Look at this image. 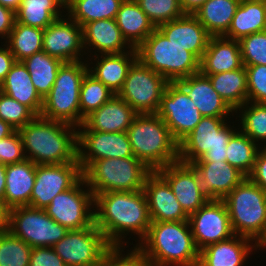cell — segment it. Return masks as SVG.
Returning a JSON list of instances; mask_svg holds the SVG:
<instances>
[{"instance_id":"obj_1","label":"cell","mask_w":266,"mask_h":266,"mask_svg":"<svg viewBox=\"0 0 266 266\" xmlns=\"http://www.w3.org/2000/svg\"><path fill=\"white\" fill-rule=\"evenodd\" d=\"M94 208V224L111 247L126 245L122 238L129 232L142 241L152 222L143 190L99 193L94 196Z\"/></svg>"},{"instance_id":"obj_2","label":"cell","mask_w":266,"mask_h":266,"mask_svg":"<svg viewBox=\"0 0 266 266\" xmlns=\"http://www.w3.org/2000/svg\"><path fill=\"white\" fill-rule=\"evenodd\" d=\"M77 127L36 116L18 129L24 154L36 165L78 162ZM28 155H27V154Z\"/></svg>"},{"instance_id":"obj_3","label":"cell","mask_w":266,"mask_h":266,"mask_svg":"<svg viewBox=\"0 0 266 266\" xmlns=\"http://www.w3.org/2000/svg\"><path fill=\"white\" fill-rule=\"evenodd\" d=\"M135 247L151 266H198L199 263L200 251L188 220L152 221L145 238Z\"/></svg>"},{"instance_id":"obj_4","label":"cell","mask_w":266,"mask_h":266,"mask_svg":"<svg viewBox=\"0 0 266 266\" xmlns=\"http://www.w3.org/2000/svg\"><path fill=\"white\" fill-rule=\"evenodd\" d=\"M127 135L134 157L152 171L179 161V143L157 114H138Z\"/></svg>"},{"instance_id":"obj_5","label":"cell","mask_w":266,"mask_h":266,"mask_svg":"<svg viewBox=\"0 0 266 266\" xmlns=\"http://www.w3.org/2000/svg\"><path fill=\"white\" fill-rule=\"evenodd\" d=\"M222 200L234 234L259 246L266 238V192L246 177Z\"/></svg>"},{"instance_id":"obj_6","label":"cell","mask_w":266,"mask_h":266,"mask_svg":"<svg viewBox=\"0 0 266 266\" xmlns=\"http://www.w3.org/2000/svg\"><path fill=\"white\" fill-rule=\"evenodd\" d=\"M152 170L136 157L107 158L93 161L82 176L93 195L117 191L143 190Z\"/></svg>"},{"instance_id":"obj_7","label":"cell","mask_w":266,"mask_h":266,"mask_svg":"<svg viewBox=\"0 0 266 266\" xmlns=\"http://www.w3.org/2000/svg\"><path fill=\"white\" fill-rule=\"evenodd\" d=\"M83 61L64 62L50 93L43 98L41 117L80 126V87L90 64Z\"/></svg>"},{"instance_id":"obj_8","label":"cell","mask_w":266,"mask_h":266,"mask_svg":"<svg viewBox=\"0 0 266 266\" xmlns=\"http://www.w3.org/2000/svg\"><path fill=\"white\" fill-rule=\"evenodd\" d=\"M138 59L168 82L200 72V60L168 40L157 28L137 48Z\"/></svg>"},{"instance_id":"obj_9","label":"cell","mask_w":266,"mask_h":266,"mask_svg":"<svg viewBox=\"0 0 266 266\" xmlns=\"http://www.w3.org/2000/svg\"><path fill=\"white\" fill-rule=\"evenodd\" d=\"M225 118L202 117L197 126L179 142V161H226L227 145L238 130L228 125Z\"/></svg>"},{"instance_id":"obj_10","label":"cell","mask_w":266,"mask_h":266,"mask_svg":"<svg viewBox=\"0 0 266 266\" xmlns=\"http://www.w3.org/2000/svg\"><path fill=\"white\" fill-rule=\"evenodd\" d=\"M8 231L35 248L53 247L69 230L44 209L19 206L9 209Z\"/></svg>"},{"instance_id":"obj_11","label":"cell","mask_w":266,"mask_h":266,"mask_svg":"<svg viewBox=\"0 0 266 266\" xmlns=\"http://www.w3.org/2000/svg\"><path fill=\"white\" fill-rule=\"evenodd\" d=\"M169 82L137 59L129 68L118 96L138 114H156Z\"/></svg>"},{"instance_id":"obj_12","label":"cell","mask_w":266,"mask_h":266,"mask_svg":"<svg viewBox=\"0 0 266 266\" xmlns=\"http://www.w3.org/2000/svg\"><path fill=\"white\" fill-rule=\"evenodd\" d=\"M66 266H100L112 248L93 223L80 230H69L53 247Z\"/></svg>"},{"instance_id":"obj_13","label":"cell","mask_w":266,"mask_h":266,"mask_svg":"<svg viewBox=\"0 0 266 266\" xmlns=\"http://www.w3.org/2000/svg\"><path fill=\"white\" fill-rule=\"evenodd\" d=\"M83 185L87 184L82 177L72 188L56 195L44 208L53 220L67 230L84 229L94 223V195Z\"/></svg>"},{"instance_id":"obj_14","label":"cell","mask_w":266,"mask_h":266,"mask_svg":"<svg viewBox=\"0 0 266 266\" xmlns=\"http://www.w3.org/2000/svg\"><path fill=\"white\" fill-rule=\"evenodd\" d=\"M156 114L165 122L178 143L203 117L187 92L177 82L167 84Z\"/></svg>"},{"instance_id":"obj_15","label":"cell","mask_w":266,"mask_h":266,"mask_svg":"<svg viewBox=\"0 0 266 266\" xmlns=\"http://www.w3.org/2000/svg\"><path fill=\"white\" fill-rule=\"evenodd\" d=\"M82 177L79 162L36 165L35 184L29 206L46 208L56 195L72 188Z\"/></svg>"},{"instance_id":"obj_16","label":"cell","mask_w":266,"mask_h":266,"mask_svg":"<svg viewBox=\"0 0 266 266\" xmlns=\"http://www.w3.org/2000/svg\"><path fill=\"white\" fill-rule=\"evenodd\" d=\"M188 221L199 251L235 235L223 200H208L196 212L189 215Z\"/></svg>"},{"instance_id":"obj_17","label":"cell","mask_w":266,"mask_h":266,"mask_svg":"<svg viewBox=\"0 0 266 266\" xmlns=\"http://www.w3.org/2000/svg\"><path fill=\"white\" fill-rule=\"evenodd\" d=\"M77 146L82 172L95 160L134 156L127 132L77 130Z\"/></svg>"},{"instance_id":"obj_18","label":"cell","mask_w":266,"mask_h":266,"mask_svg":"<svg viewBox=\"0 0 266 266\" xmlns=\"http://www.w3.org/2000/svg\"><path fill=\"white\" fill-rule=\"evenodd\" d=\"M195 175L200 192L208 200L224 199L246 176L227 161L184 163Z\"/></svg>"},{"instance_id":"obj_19","label":"cell","mask_w":266,"mask_h":266,"mask_svg":"<svg viewBox=\"0 0 266 266\" xmlns=\"http://www.w3.org/2000/svg\"><path fill=\"white\" fill-rule=\"evenodd\" d=\"M64 16L44 29L43 51L62 62L80 61L84 51L82 26Z\"/></svg>"},{"instance_id":"obj_20","label":"cell","mask_w":266,"mask_h":266,"mask_svg":"<svg viewBox=\"0 0 266 266\" xmlns=\"http://www.w3.org/2000/svg\"><path fill=\"white\" fill-rule=\"evenodd\" d=\"M143 191L146 195L151 221L188 220L189 215L177 201L168 182L157 171H152L148 175Z\"/></svg>"},{"instance_id":"obj_21","label":"cell","mask_w":266,"mask_h":266,"mask_svg":"<svg viewBox=\"0 0 266 266\" xmlns=\"http://www.w3.org/2000/svg\"><path fill=\"white\" fill-rule=\"evenodd\" d=\"M137 115L138 113L127 102L115 94L99 109L87 115L77 130L127 132Z\"/></svg>"},{"instance_id":"obj_22","label":"cell","mask_w":266,"mask_h":266,"mask_svg":"<svg viewBox=\"0 0 266 266\" xmlns=\"http://www.w3.org/2000/svg\"><path fill=\"white\" fill-rule=\"evenodd\" d=\"M156 171L168 182L177 201L188 215L208 201L200 192L194 173L184 163L178 161Z\"/></svg>"},{"instance_id":"obj_23","label":"cell","mask_w":266,"mask_h":266,"mask_svg":"<svg viewBox=\"0 0 266 266\" xmlns=\"http://www.w3.org/2000/svg\"><path fill=\"white\" fill-rule=\"evenodd\" d=\"M171 42L193 53L200 61L211 35L193 14H185L157 27Z\"/></svg>"},{"instance_id":"obj_24","label":"cell","mask_w":266,"mask_h":266,"mask_svg":"<svg viewBox=\"0 0 266 266\" xmlns=\"http://www.w3.org/2000/svg\"><path fill=\"white\" fill-rule=\"evenodd\" d=\"M177 83L187 92L203 117H227L233 110L201 72L182 78Z\"/></svg>"},{"instance_id":"obj_25","label":"cell","mask_w":266,"mask_h":266,"mask_svg":"<svg viewBox=\"0 0 266 266\" xmlns=\"http://www.w3.org/2000/svg\"><path fill=\"white\" fill-rule=\"evenodd\" d=\"M253 242L249 238L234 235L226 240L210 244L200 250L198 266H244L243 263L252 250L259 248Z\"/></svg>"},{"instance_id":"obj_26","label":"cell","mask_w":266,"mask_h":266,"mask_svg":"<svg viewBox=\"0 0 266 266\" xmlns=\"http://www.w3.org/2000/svg\"><path fill=\"white\" fill-rule=\"evenodd\" d=\"M243 67L240 45L237 40L211 36L200 61V72L211 75Z\"/></svg>"},{"instance_id":"obj_27","label":"cell","mask_w":266,"mask_h":266,"mask_svg":"<svg viewBox=\"0 0 266 266\" xmlns=\"http://www.w3.org/2000/svg\"><path fill=\"white\" fill-rule=\"evenodd\" d=\"M82 31L84 50L94 47L95 56L96 52H100L101 55L119 54L128 51L127 49H133L123 37L115 19L91 21L82 27Z\"/></svg>"},{"instance_id":"obj_28","label":"cell","mask_w":266,"mask_h":266,"mask_svg":"<svg viewBox=\"0 0 266 266\" xmlns=\"http://www.w3.org/2000/svg\"><path fill=\"white\" fill-rule=\"evenodd\" d=\"M4 202L11 209L29 206L35 184L36 164L29 159L6 165Z\"/></svg>"},{"instance_id":"obj_29","label":"cell","mask_w":266,"mask_h":266,"mask_svg":"<svg viewBox=\"0 0 266 266\" xmlns=\"http://www.w3.org/2000/svg\"><path fill=\"white\" fill-rule=\"evenodd\" d=\"M96 56L97 63L95 67L89 66L88 72L118 94L124 85L129 68L138 59L137 49L133 48L119 54H98Z\"/></svg>"},{"instance_id":"obj_30","label":"cell","mask_w":266,"mask_h":266,"mask_svg":"<svg viewBox=\"0 0 266 266\" xmlns=\"http://www.w3.org/2000/svg\"><path fill=\"white\" fill-rule=\"evenodd\" d=\"M0 91L41 115L43 98L39 95L22 61H16L0 84Z\"/></svg>"},{"instance_id":"obj_31","label":"cell","mask_w":266,"mask_h":266,"mask_svg":"<svg viewBox=\"0 0 266 266\" xmlns=\"http://www.w3.org/2000/svg\"><path fill=\"white\" fill-rule=\"evenodd\" d=\"M115 20L123 37L134 49L156 29L135 0H124Z\"/></svg>"},{"instance_id":"obj_32","label":"cell","mask_w":266,"mask_h":266,"mask_svg":"<svg viewBox=\"0 0 266 266\" xmlns=\"http://www.w3.org/2000/svg\"><path fill=\"white\" fill-rule=\"evenodd\" d=\"M266 30V1L241 0L228 31L223 37L239 41Z\"/></svg>"},{"instance_id":"obj_33","label":"cell","mask_w":266,"mask_h":266,"mask_svg":"<svg viewBox=\"0 0 266 266\" xmlns=\"http://www.w3.org/2000/svg\"><path fill=\"white\" fill-rule=\"evenodd\" d=\"M241 0H208L194 12V16L211 36H223Z\"/></svg>"},{"instance_id":"obj_34","label":"cell","mask_w":266,"mask_h":266,"mask_svg":"<svg viewBox=\"0 0 266 266\" xmlns=\"http://www.w3.org/2000/svg\"><path fill=\"white\" fill-rule=\"evenodd\" d=\"M60 7L66 9V0H22L15 12L16 22L44 30L63 17Z\"/></svg>"},{"instance_id":"obj_35","label":"cell","mask_w":266,"mask_h":266,"mask_svg":"<svg viewBox=\"0 0 266 266\" xmlns=\"http://www.w3.org/2000/svg\"><path fill=\"white\" fill-rule=\"evenodd\" d=\"M205 76L210 79L213 88L234 112L247 102L245 66L233 71Z\"/></svg>"},{"instance_id":"obj_36","label":"cell","mask_w":266,"mask_h":266,"mask_svg":"<svg viewBox=\"0 0 266 266\" xmlns=\"http://www.w3.org/2000/svg\"><path fill=\"white\" fill-rule=\"evenodd\" d=\"M124 0H66V16L80 26L101 19H115Z\"/></svg>"},{"instance_id":"obj_37","label":"cell","mask_w":266,"mask_h":266,"mask_svg":"<svg viewBox=\"0 0 266 266\" xmlns=\"http://www.w3.org/2000/svg\"><path fill=\"white\" fill-rule=\"evenodd\" d=\"M23 64L30 73V78L39 95L44 98L50 91L57 77L60 59L48 55L43 50L24 59Z\"/></svg>"},{"instance_id":"obj_38","label":"cell","mask_w":266,"mask_h":266,"mask_svg":"<svg viewBox=\"0 0 266 266\" xmlns=\"http://www.w3.org/2000/svg\"><path fill=\"white\" fill-rule=\"evenodd\" d=\"M43 34V29L15 22L5 43L15 57V60L23 61L43 50Z\"/></svg>"},{"instance_id":"obj_39","label":"cell","mask_w":266,"mask_h":266,"mask_svg":"<svg viewBox=\"0 0 266 266\" xmlns=\"http://www.w3.org/2000/svg\"><path fill=\"white\" fill-rule=\"evenodd\" d=\"M259 150L258 143L239 130L229 140L226 161L248 177L253 170Z\"/></svg>"},{"instance_id":"obj_40","label":"cell","mask_w":266,"mask_h":266,"mask_svg":"<svg viewBox=\"0 0 266 266\" xmlns=\"http://www.w3.org/2000/svg\"><path fill=\"white\" fill-rule=\"evenodd\" d=\"M114 95L113 91L87 72L80 87V126L87 115L99 109Z\"/></svg>"},{"instance_id":"obj_41","label":"cell","mask_w":266,"mask_h":266,"mask_svg":"<svg viewBox=\"0 0 266 266\" xmlns=\"http://www.w3.org/2000/svg\"><path fill=\"white\" fill-rule=\"evenodd\" d=\"M238 110L242 127L240 131L255 143L266 142V103L247 101L235 113H238ZM263 146L266 147V145Z\"/></svg>"},{"instance_id":"obj_42","label":"cell","mask_w":266,"mask_h":266,"mask_svg":"<svg viewBox=\"0 0 266 266\" xmlns=\"http://www.w3.org/2000/svg\"><path fill=\"white\" fill-rule=\"evenodd\" d=\"M31 249L8 230L0 233V266H29Z\"/></svg>"},{"instance_id":"obj_43","label":"cell","mask_w":266,"mask_h":266,"mask_svg":"<svg viewBox=\"0 0 266 266\" xmlns=\"http://www.w3.org/2000/svg\"><path fill=\"white\" fill-rule=\"evenodd\" d=\"M155 28L182 17L180 0H135Z\"/></svg>"},{"instance_id":"obj_44","label":"cell","mask_w":266,"mask_h":266,"mask_svg":"<svg viewBox=\"0 0 266 266\" xmlns=\"http://www.w3.org/2000/svg\"><path fill=\"white\" fill-rule=\"evenodd\" d=\"M243 66L266 65V30L239 41Z\"/></svg>"},{"instance_id":"obj_45","label":"cell","mask_w":266,"mask_h":266,"mask_svg":"<svg viewBox=\"0 0 266 266\" xmlns=\"http://www.w3.org/2000/svg\"><path fill=\"white\" fill-rule=\"evenodd\" d=\"M36 115L25 105L0 91V119L16 130L31 122Z\"/></svg>"},{"instance_id":"obj_46","label":"cell","mask_w":266,"mask_h":266,"mask_svg":"<svg viewBox=\"0 0 266 266\" xmlns=\"http://www.w3.org/2000/svg\"><path fill=\"white\" fill-rule=\"evenodd\" d=\"M247 101L266 103V65L245 66Z\"/></svg>"},{"instance_id":"obj_47","label":"cell","mask_w":266,"mask_h":266,"mask_svg":"<svg viewBox=\"0 0 266 266\" xmlns=\"http://www.w3.org/2000/svg\"><path fill=\"white\" fill-rule=\"evenodd\" d=\"M123 247H112L100 266H151L145 256L136 248L123 255Z\"/></svg>"},{"instance_id":"obj_48","label":"cell","mask_w":266,"mask_h":266,"mask_svg":"<svg viewBox=\"0 0 266 266\" xmlns=\"http://www.w3.org/2000/svg\"><path fill=\"white\" fill-rule=\"evenodd\" d=\"M26 159L20 133L13 134L0 140V163L9 165Z\"/></svg>"},{"instance_id":"obj_49","label":"cell","mask_w":266,"mask_h":266,"mask_svg":"<svg viewBox=\"0 0 266 266\" xmlns=\"http://www.w3.org/2000/svg\"><path fill=\"white\" fill-rule=\"evenodd\" d=\"M29 266H66V264L52 247H35L31 249Z\"/></svg>"},{"instance_id":"obj_50","label":"cell","mask_w":266,"mask_h":266,"mask_svg":"<svg viewBox=\"0 0 266 266\" xmlns=\"http://www.w3.org/2000/svg\"><path fill=\"white\" fill-rule=\"evenodd\" d=\"M248 178L266 192V147H261Z\"/></svg>"},{"instance_id":"obj_51","label":"cell","mask_w":266,"mask_h":266,"mask_svg":"<svg viewBox=\"0 0 266 266\" xmlns=\"http://www.w3.org/2000/svg\"><path fill=\"white\" fill-rule=\"evenodd\" d=\"M16 22L15 12L0 5V37L8 39Z\"/></svg>"},{"instance_id":"obj_52","label":"cell","mask_w":266,"mask_h":266,"mask_svg":"<svg viewBox=\"0 0 266 266\" xmlns=\"http://www.w3.org/2000/svg\"><path fill=\"white\" fill-rule=\"evenodd\" d=\"M3 46L5 47H0V84L4 81L11 67L16 62L9 47L6 44H3Z\"/></svg>"},{"instance_id":"obj_53","label":"cell","mask_w":266,"mask_h":266,"mask_svg":"<svg viewBox=\"0 0 266 266\" xmlns=\"http://www.w3.org/2000/svg\"><path fill=\"white\" fill-rule=\"evenodd\" d=\"M208 0H180L182 10L185 14H194Z\"/></svg>"},{"instance_id":"obj_54","label":"cell","mask_w":266,"mask_h":266,"mask_svg":"<svg viewBox=\"0 0 266 266\" xmlns=\"http://www.w3.org/2000/svg\"><path fill=\"white\" fill-rule=\"evenodd\" d=\"M9 208L4 201H0V233L8 230Z\"/></svg>"},{"instance_id":"obj_55","label":"cell","mask_w":266,"mask_h":266,"mask_svg":"<svg viewBox=\"0 0 266 266\" xmlns=\"http://www.w3.org/2000/svg\"><path fill=\"white\" fill-rule=\"evenodd\" d=\"M16 131L14 127H12L9 123L4 122L0 119V140L2 138L8 137Z\"/></svg>"},{"instance_id":"obj_56","label":"cell","mask_w":266,"mask_h":266,"mask_svg":"<svg viewBox=\"0 0 266 266\" xmlns=\"http://www.w3.org/2000/svg\"><path fill=\"white\" fill-rule=\"evenodd\" d=\"M6 165L0 163V201H4V193L6 187Z\"/></svg>"},{"instance_id":"obj_57","label":"cell","mask_w":266,"mask_h":266,"mask_svg":"<svg viewBox=\"0 0 266 266\" xmlns=\"http://www.w3.org/2000/svg\"><path fill=\"white\" fill-rule=\"evenodd\" d=\"M22 0H0V5L16 12L20 7Z\"/></svg>"},{"instance_id":"obj_58","label":"cell","mask_w":266,"mask_h":266,"mask_svg":"<svg viewBox=\"0 0 266 266\" xmlns=\"http://www.w3.org/2000/svg\"><path fill=\"white\" fill-rule=\"evenodd\" d=\"M262 247L266 248V238H265V240L259 245V249H258V250H260V248H262Z\"/></svg>"}]
</instances>
